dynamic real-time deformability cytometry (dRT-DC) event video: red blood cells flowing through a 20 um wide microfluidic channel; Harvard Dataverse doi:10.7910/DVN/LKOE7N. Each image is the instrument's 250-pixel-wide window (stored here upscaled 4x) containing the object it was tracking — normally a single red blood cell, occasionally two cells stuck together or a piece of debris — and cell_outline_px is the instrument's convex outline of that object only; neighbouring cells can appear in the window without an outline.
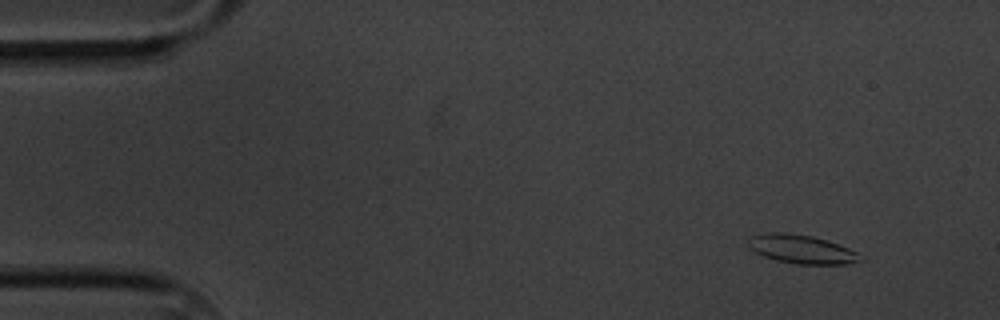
{"species": "common noctule bat (a hibernating species)", "species_latin": "Nyctalus noctula", "temperature_condition": "cold", "stored_images_in_passage": 7, "camera_frame_rate_fps": 3000, "um_per_image_px": 0.085, "animal": {"sex": "male", "body_mass_g": 20.1, "forearm_length_mm": 53.5}, "frame": {"image": 1, "passage_image": 2, "time_ms": 1.333, "image_size_px": [1000, 320], "cell_outline_px": [[864, 260], [844, 264], [796, 264], [776, 260], [764, 256], [756, 252], [748, 244], [748, 240], [752, 236], [768, 232], [784, 232], [812, 236], [828, 240], [848, 248], [864, 256]], "centroid_in_image_um": [68.17, 21.18], "position_along_channel_um": 16.8, "area_um2": 18.67}}
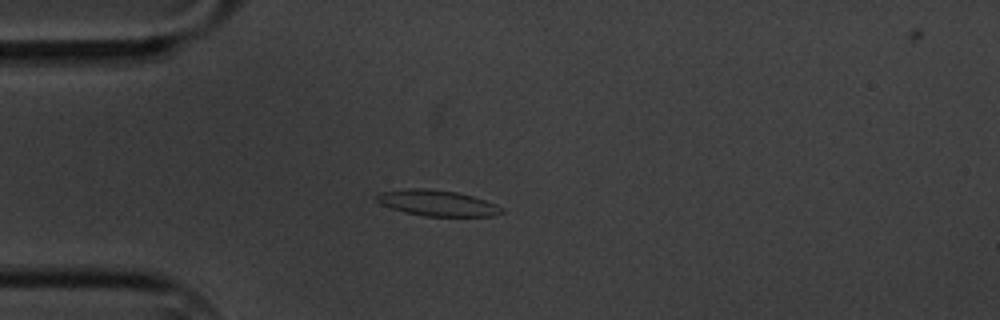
{"frame": {"image": 2, "passage_image": 5, "time_ms": 4.667, "image_size_px": [1000, 320], "cell_outline_px": [[504, 212], [492, 216], [424, 216], [404, 212], [380, 204], [372, 196], [380, 192], [408, 188], [432, 188], [456, 192], [472, 196], [496, 204], [504, 208]], "centroid_in_image_um": [37.13, 17.25], "position_along_channel_um": 47.9, "area_um2": 19.02}}
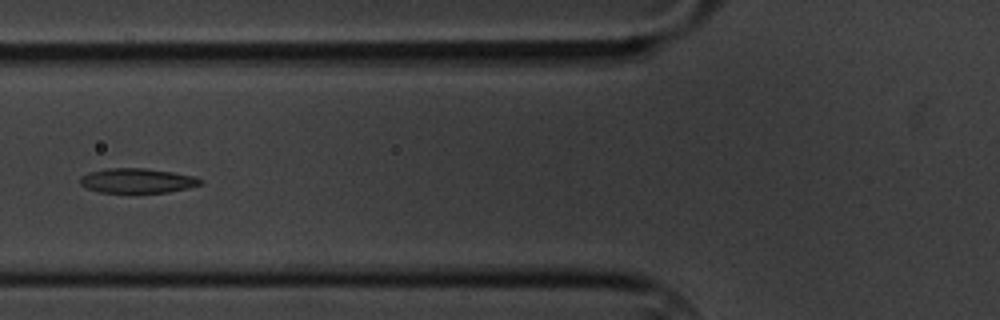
{"frame": {"image": 3, "passage_image": 7, "time_ms": 7.0, "image_size_px": [1000, 320], "cell_outline_px": [[204, 184], [188, 188], [168, 192], [100, 192], [84, 188], [80, 184], [80, 176], [88, 172], [104, 168], [144, 168], [172, 172], [196, 176], [204, 180]], "centroid_in_image_um": [11.67, 15.35], "position_along_channel_um": 114.1, "area_um2": 17.51}}